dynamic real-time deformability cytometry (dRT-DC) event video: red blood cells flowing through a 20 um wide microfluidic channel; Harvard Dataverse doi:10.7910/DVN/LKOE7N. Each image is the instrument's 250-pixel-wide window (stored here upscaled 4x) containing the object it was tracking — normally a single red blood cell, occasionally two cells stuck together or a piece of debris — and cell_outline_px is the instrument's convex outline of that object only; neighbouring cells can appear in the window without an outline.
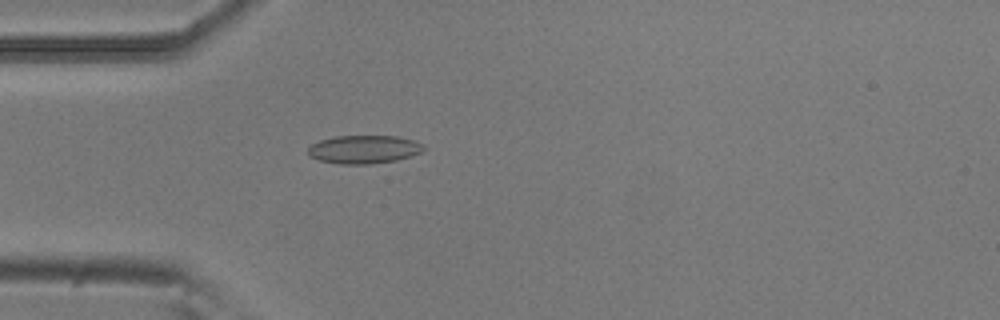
{"species": "common noctule bat (a hibernating species)", "species_latin": "Nyctalus noctula", "temperature_condition": "room temperature", "stored_images_in_passage": 4, "camera_frame_rate_fps": 3000, "um_per_image_px": 0.085, "animal": {"sex": "male", "body_mass_g": 20.5, "forearm_length_mm": 52.5}, "frame": {"image": 1, "passage_image": 4, "time_ms": 1.0, "image_size_px": [1000, 320], "cell_outline_px": [[424, 148], [420, 152], [412, 156], [396, 160], [372, 164], [340, 164], [320, 160], [308, 156], [308, 148], [312, 144], [320, 140], [332, 136], [396, 136], [416, 140], [424, 144]], "centroid_in_image_um": [30.94, 12.69], "position_along_channel_um": 54.1, "area_um2": 19.19}}